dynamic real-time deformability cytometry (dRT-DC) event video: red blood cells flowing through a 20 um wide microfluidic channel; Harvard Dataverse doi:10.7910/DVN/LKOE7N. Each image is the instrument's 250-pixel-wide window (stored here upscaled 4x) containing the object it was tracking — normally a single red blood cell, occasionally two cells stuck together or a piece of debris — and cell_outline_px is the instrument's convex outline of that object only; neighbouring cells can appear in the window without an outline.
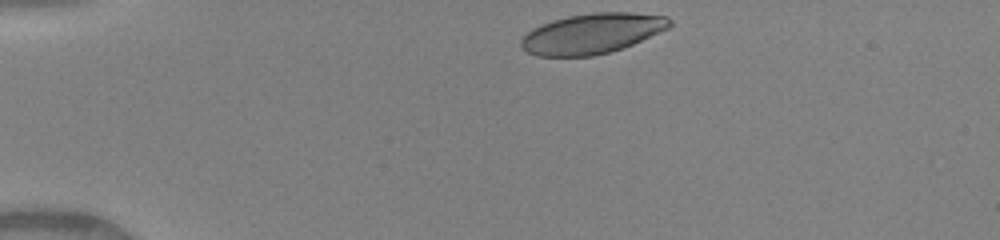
{"species": "human", "species_latin": "Homo sapiens", "temperature_condition": "warm", "stored_images_in_passage": 40, "camera_frame_rate_fps": 3000, "um_per_image_px": 0.085, "donor": {"sex": "female"}, "frame": {"image": 1, "passage_image": 1, "time_ms": 0.0, "image_size_px": [1000, 240], "cell_outline_px": [[672, 24], [668, 28], [632, 44], [608, 52], [592, 56], [536, 56], [528, 52], [520, 44], [520, 40], [532, 28], [552, 20], [568, 16], [596, 12], [632, 12], [668, 16], [672, 20]], "centroid_in_image_um": [50.33, 2.84], "position_along_channel_um": 34.7, "area_um2": 34.62}}
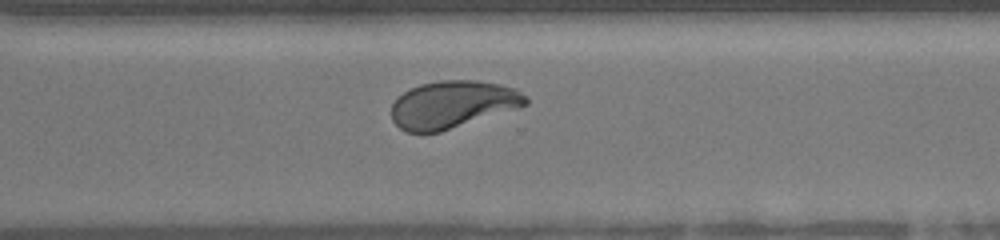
{"frame": {"image": 2, "passage_image": 27, "time_ms": 8.667, "image_size_px": [1000, 240], "cell_outline_px": [[528, 104], [520, 108], [440, 132], [404, 132], [392, 120], [392, 104], [396, 96], [420, 84], [440, 80], [476, 80], [500, 84], [516, 88], [528, 96]], "centroid_in_image_um": [38.5, 8.88], "position_along_channel_um": 332.1, "area_um2": 37.45}}
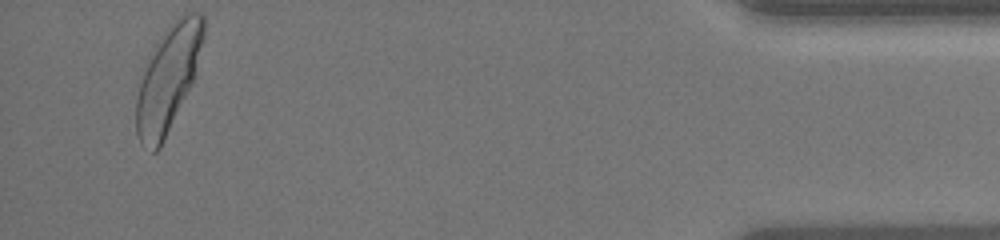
{"frame": {"image": 3, "passage_image": 38, "time_ms": 12.333, "image_size_px": [1000, 240], "cell_outline_px": [[204, 36], [192, 80], [160, 148], [156, 152], [152, 152], [140, 144], [136, 132], [136, 96], [148, 56], [152, 48], [180, 16], [188, 12], [200, 12], [204, 16]], "centroid_in_image_um": [14.25, 6.7], "position_along_channel_um": 420.9, "area_um2": 40.11}, "authors_computed_cell_mechanics": {"area_um2": 37.7434, "velocity_mm_per_s": 4.1235, "shape_relaxation_time_tau1_ms": 3.3553, "shape_relaxation_time_tau2_ms": 0.6578, "deformation_change_tau1": 0.1729, "deformation_change_tau2": 0.0626}}